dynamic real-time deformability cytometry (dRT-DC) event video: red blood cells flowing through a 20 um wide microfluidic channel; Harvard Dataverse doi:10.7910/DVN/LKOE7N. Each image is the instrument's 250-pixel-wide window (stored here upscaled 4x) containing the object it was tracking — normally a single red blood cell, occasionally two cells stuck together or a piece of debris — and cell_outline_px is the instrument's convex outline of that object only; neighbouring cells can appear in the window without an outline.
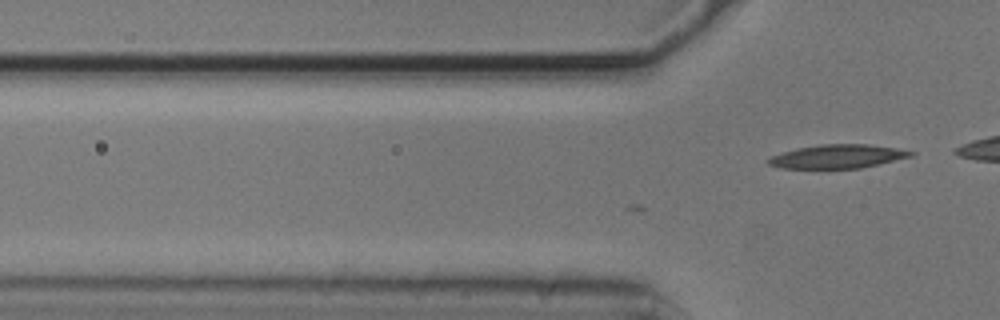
{"species": "common noctule bat (a hibernating species)", "species_latin": "Nyctalus noctula", "temperature_condition": "cold", "stored_images_in_passage": 4, "camera_frame_rate_fps": 3000, "um_per_image_px": 0.085, "animal": {"sex": "male", "body_mass_g": 20.5, "forearm_length_mm": 52.5}, "frame": {"image": 1, "passage_image": 4, "time_ms": 1.0, "image_size_px": [1000, 320], "cell_outline_px": [[916, 152], [912, 156], [860, 168], [780, 168], [768, 164], [764, 160], [772, 156], [796, 148], [820, 144], [868, 144], [896, 148]], "centroid_in_image_um": [71.16, 13.29], "position_along_channel_um": 54.6, "area_um2": 19.54}}